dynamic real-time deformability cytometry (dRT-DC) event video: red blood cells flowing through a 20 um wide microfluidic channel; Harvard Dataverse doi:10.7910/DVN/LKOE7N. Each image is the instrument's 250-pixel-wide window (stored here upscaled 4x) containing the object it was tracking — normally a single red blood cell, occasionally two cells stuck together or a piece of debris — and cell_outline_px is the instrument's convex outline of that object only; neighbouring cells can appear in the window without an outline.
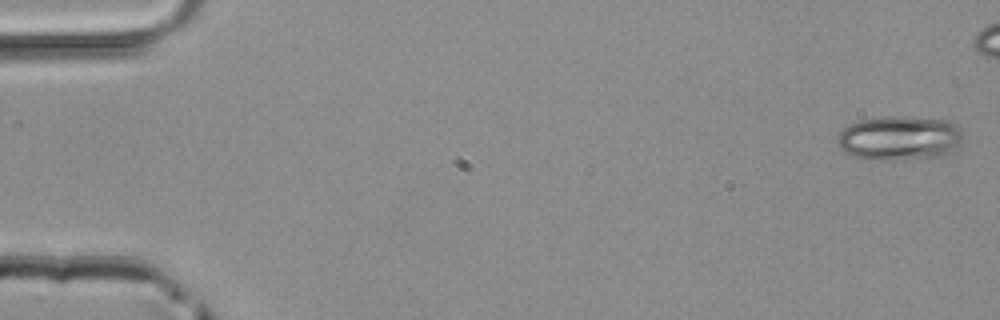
{"species": "common noctule bat (a hibernating species)", "species_latin": "Nyctalus noctula", "temperature_condition": "room temperature", "stored_images_in_passage": 39, "camera_frame_rate_fps": 3000, "um_per_image_px": 0.085, "animal": {"sex": "male", "body_mass_g": 20.4}, "frame": {"image": 1, "passage_image": 1, "time_ms": 0.0, "image_size_px": [1000, 320], "cell_outline_px": [[960, 140], [948, 152], [940, 156], [892, 160], [880, 160], [852, 156], [840, 148], [836, 144], [836, 140], [840, 132], [844, 128], [860, 120], [884, 116], [896, 116], [948, 120], [956, 124], [960, 128]], "centroid_in_image_um": [76.39, 11.73], "position_along_channel_um": 8.6, "area_um2": 32.02}}
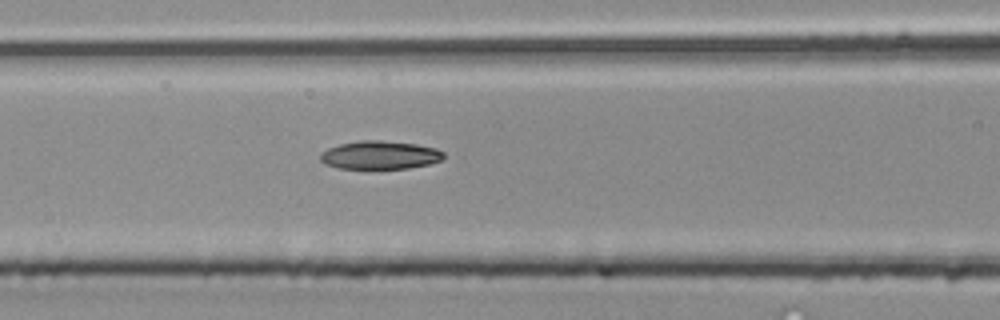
{"frame": {"image": 2, "passage_image": 21, "time_ms": 6.667, "image_size_px": [1000, 320], "cell_outline_px": [[444, 156], [440, 160], [428, 164], [408, 168], [340, 168], [328, 164], [320, 160], [320, 152], [328, 148], [340, 144], [360, 140], [376, 140], [416, 144], [436, 148], [444, 152]], "centroid_in_image_um": [32.29, 13.17], "position_along_channel_um": 134.3, "area_um2": 20.06}}
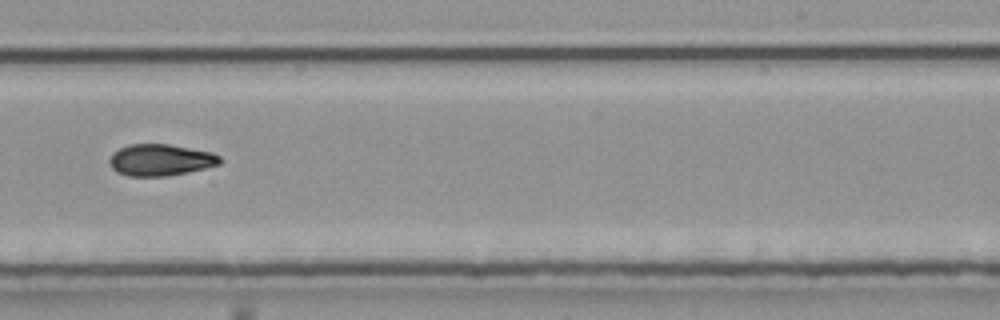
{"frame": {"image": 3, "passage_image": 31, "time_ms": 10.0, "image_size_px": [1000, 320], "cell_outline_px": [[220, 164], [188, 172], [168, 176], [128, 176], [116, 172], [112, 168], [108, 160], [112, 152], [128, 144], [168, 144], [212, 152], [220, 156]], "centroid_in_image_um": [13.6, 13.6], "position_along_channel_um": 275.4, "area_um2": 20.4}}